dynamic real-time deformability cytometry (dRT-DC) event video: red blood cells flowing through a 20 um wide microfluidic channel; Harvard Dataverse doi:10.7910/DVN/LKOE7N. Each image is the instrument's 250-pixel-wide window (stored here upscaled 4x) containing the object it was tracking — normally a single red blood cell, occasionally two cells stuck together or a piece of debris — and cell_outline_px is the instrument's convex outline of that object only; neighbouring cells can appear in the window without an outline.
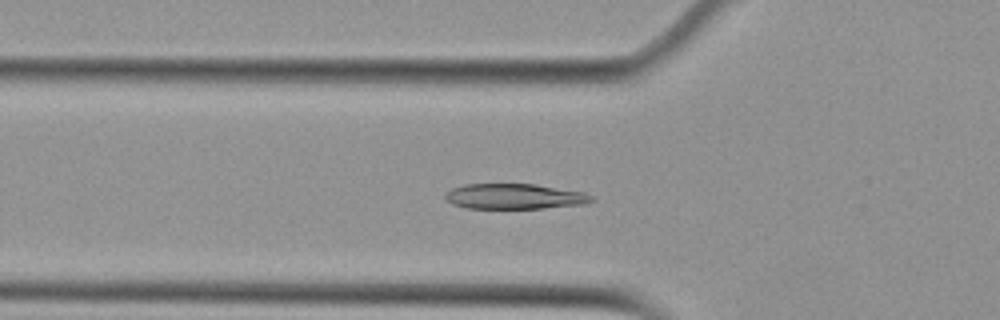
{"species": "Egyptian fruit bat (a non-hibernating species)", "species_latin": "Rousettus aegyptiacus", "temperature_condition": "cold", "stored_images_in_passage": 41, "camera_frame_rate_fps": 3000, "um_per_image_px": 0.085, "animal": {"sex": "female"}, "frame": {"image": 1, "passage_image": 6, "time_ms": 1.667, "image_size_px": [1000, 320], "cell_outline_px": [[596, 200], [588, 204], [544, 208], [464, 208], [452, 204], [444, 196], [444, 192], [452, 188], [464, 184], [536, 184], [584, 192], [596, 196]], "centroid_in_image_um": [43.79, 16.69], "position_along_channel_um": 82.0, "area_um2": 21.96}}
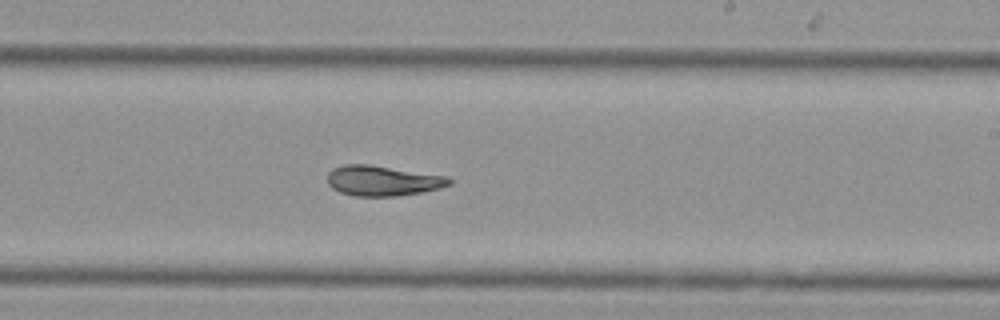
{"frame": {"image": 2, "passage_image": 20, "time_ms": 6.333, "image_size_px": [1000, 320], "cell_outline_px": [[452, 184], [440, 188], [420, 192], [396, 196], [352, 196], [340, 192], [332, 188], [328, 184], [328, 172], [332, 168], [344, 164], [368, 164], [448, 176], [452, 180]], "centroid_in_image_um": [32.51, 15.36], "position_along_channel_um": 256.5, "area_um2": 21.56}}
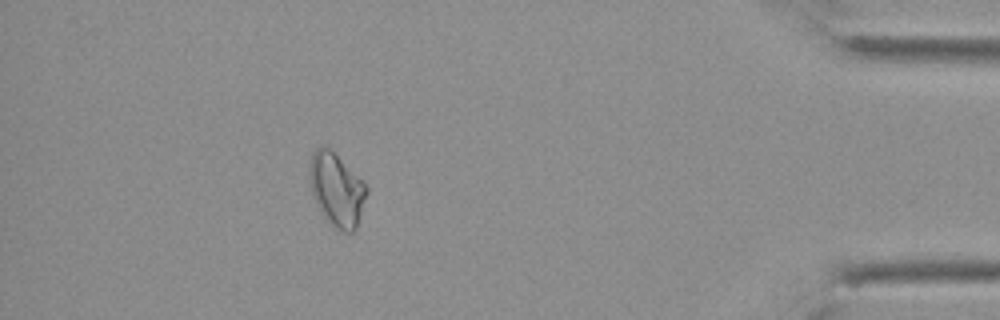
{"frame": {"image": 3, "passage_image": 36, "time_ms": 11.667, "image_size_px": [1000, 320], "cell_outline_px": [[368, 192], [356, 228], [352, 232], [344, 232], [332, 228], [320, 212], [312, 196], [308, 180], [308, 168], [312, 152], [320, 144], [324, 144], [364, 180], [368, 188]], "centroid_in_image_um": [28.58, 16.11], "position_along_channel_um": 406.6, "area_um2": 25.03}, "authors_computed_cell_mechanics": {"area_um2": 21.964, "velocity_mm_per_s": 3.7455, "shape_relaxation_time_tau1_ms": 7.5175, "shape_relaxation_time_tau2_ms": 3.6211, "deformation_change_tau1": 0.1898, "deformation_change_tau2": 0.0814}}